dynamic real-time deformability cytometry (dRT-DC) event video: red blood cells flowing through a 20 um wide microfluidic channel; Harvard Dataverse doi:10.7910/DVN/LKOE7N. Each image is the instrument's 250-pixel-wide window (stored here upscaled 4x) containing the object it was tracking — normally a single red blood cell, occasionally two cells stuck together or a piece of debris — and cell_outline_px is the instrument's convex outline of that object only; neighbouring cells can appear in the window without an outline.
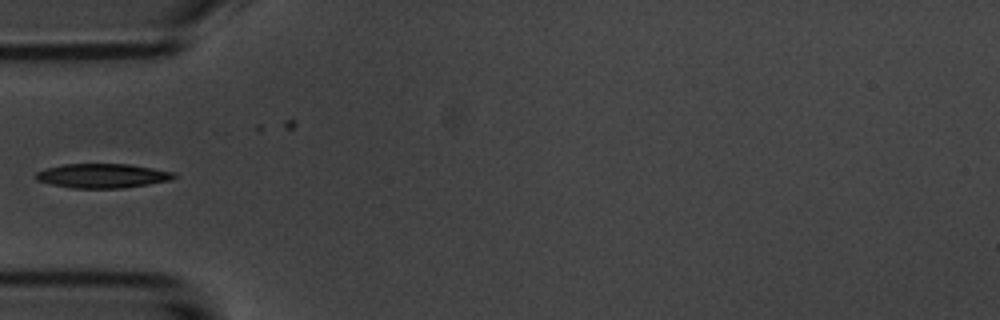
{"species": "common noctule bat (a hibernating species)", "species_latin": "Nyctalus noctula", "temperature_condition": "room temperature", "stored_images_in_passage": 7, "camera_frame_rate_fps": 3000, "um_per_image_px": 0.085, "animal": {"sex": "male", "body_mass_g": 20.1, "forearm_length_mm": 53.5}, "frame": {"image": 1, "passage_image": 5, "time_ms": 4.667, "image_size_px": [1000, 320], "cell_outline_px": [[176, 176], [172, 180], [124, 188], [72, 188], [52, 184], [36, 180], [36, 172], [48, 168], [64, 164], [128, 164], [176, 172]], "centroid_in_image_um": [8.74, 14.94], "position_along_channel_um": 76.3, "area_um2": 19.48}}